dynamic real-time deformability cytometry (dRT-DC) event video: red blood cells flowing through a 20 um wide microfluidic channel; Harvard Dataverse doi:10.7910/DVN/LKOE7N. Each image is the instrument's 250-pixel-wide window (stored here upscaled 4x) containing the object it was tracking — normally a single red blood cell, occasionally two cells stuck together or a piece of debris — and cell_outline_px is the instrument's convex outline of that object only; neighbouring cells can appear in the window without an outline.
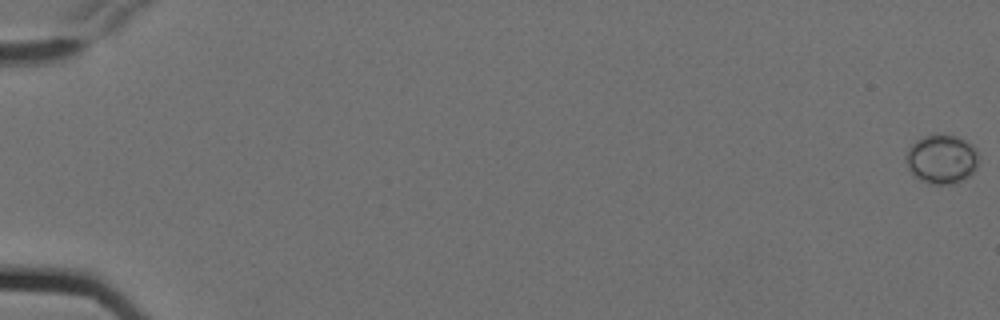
{"species": "Egyptian fruit bat (a non-hibernating species)", "species_latin": "Rousettus aegyptiacus", "temperature_condition": "cold", "stored_images_in_passage": 10, "camera_frame_rate_fps": 3000, "um_per_image_px": 0.085, "animal": {"sex": "female"}, "frame": {"image": 1, "passage_image": 1, "time_ms": 0.0, "image_size_px": [1000, 320], "cell_outline_px": [[976, 168], [964, 180], [952, 184], [928, 184], [916, 176], [908, 168], [904, 160], [904, 156], [908, 148], [920, 136], [956, 136], [972, 144], [976, 148]], "centroid_in_image_um": [80.0, 13.54], "position_along_channel_um": 5.0, "area_um2": 20.58}}
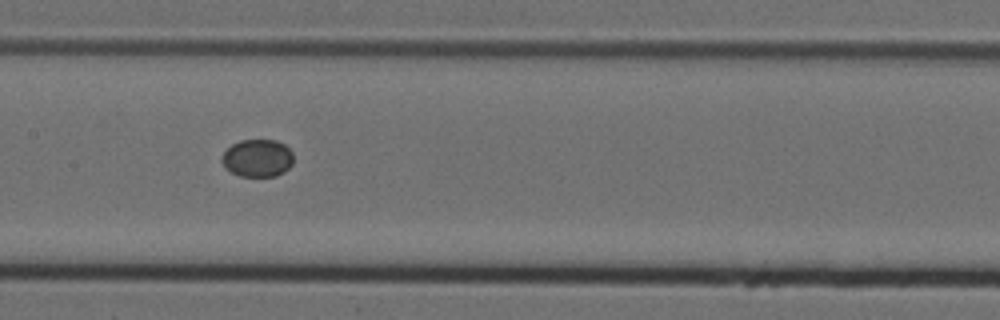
{"frame": {"image": 2, "passage_image": 9, "time_ms": 2.667, "image_size_px": [1000, 320], "cell_outline_px": [[292, 164], [284, 172], [276, 176], [240, 176], [224, 168], [220, 160], [220, 156], [232, 144], [240, 140], [276, 140], [284, 144], [292, 152]], "centroid_in_image_um": [21.86, 13.44], "position_along_channel_um": 185.5, "area_um2": 15.78}}
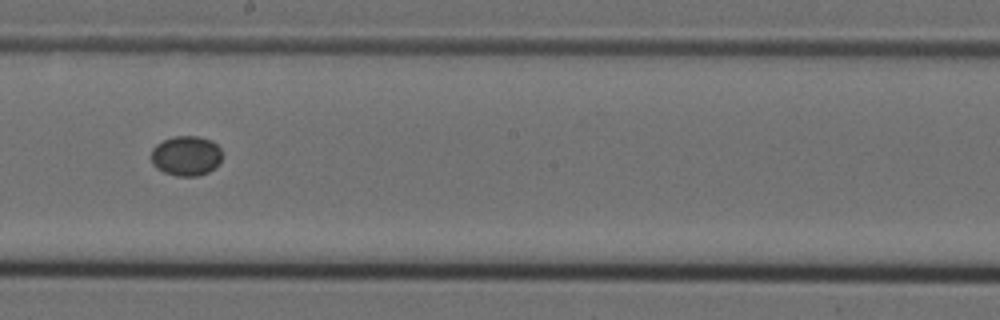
{"frame": {"image": 3, "passage_image": 10, "time_ms": 3.0, "image_size_px": [1000, 320], "cell_outline_px": [[220, 164], [208, 172], [196, 176], [176, 176], [164, 172], [156, 168], [152, 164], [152, 148], [156, 144], [172, 136], [196, 136], [212, 140], [220, 148]], "centroid_in_image_um": [15.81, 13.24], "position_along_channel_um": 232.4, "area_um2": 16.53}}